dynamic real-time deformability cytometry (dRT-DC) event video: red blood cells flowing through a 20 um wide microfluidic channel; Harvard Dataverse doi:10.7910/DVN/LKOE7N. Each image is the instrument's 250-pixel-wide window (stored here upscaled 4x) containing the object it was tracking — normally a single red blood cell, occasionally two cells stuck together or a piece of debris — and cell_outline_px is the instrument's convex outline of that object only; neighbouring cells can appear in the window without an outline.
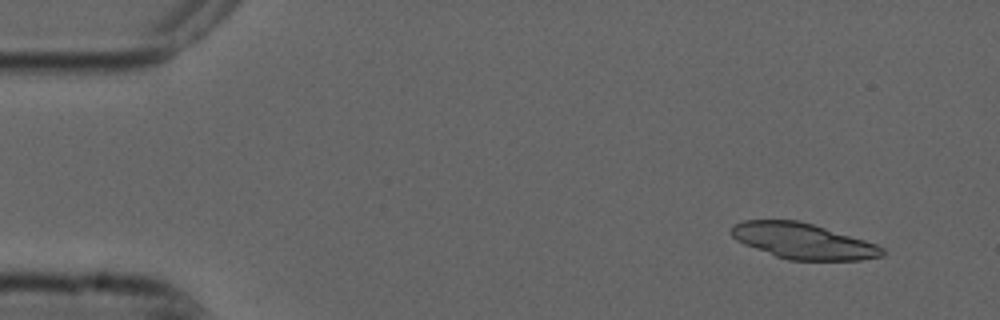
{"species": "common noctule bat (a hibernating species)", "species_latin": "Nyctalus noctula", "temperature_condition": "cold", "stored_images_in_passage": 13, "camera_frame_rate_fps": 3000, "um_per_image_px": 0.085, "animal": {"sex": "male", "forearm_length_mm": 52.5}, "frame": {"image": 1, "passage_image": 1, "time_ms": 0.0, "image_size_px": [1000, 320], "cell_outline_px": [[884, 256], [860, 260], [788, 260], [776, 256], [744, 244], [736, 240], [728, 232], [732, 224], [744, 220], [796, 220], [812, 224], [864, 240], [876, 244], [884, 248]], "centroid_in_image_um": [68.21, 20.49], "position_along_channel_um": 16.8, "area_um2": 31.27}}